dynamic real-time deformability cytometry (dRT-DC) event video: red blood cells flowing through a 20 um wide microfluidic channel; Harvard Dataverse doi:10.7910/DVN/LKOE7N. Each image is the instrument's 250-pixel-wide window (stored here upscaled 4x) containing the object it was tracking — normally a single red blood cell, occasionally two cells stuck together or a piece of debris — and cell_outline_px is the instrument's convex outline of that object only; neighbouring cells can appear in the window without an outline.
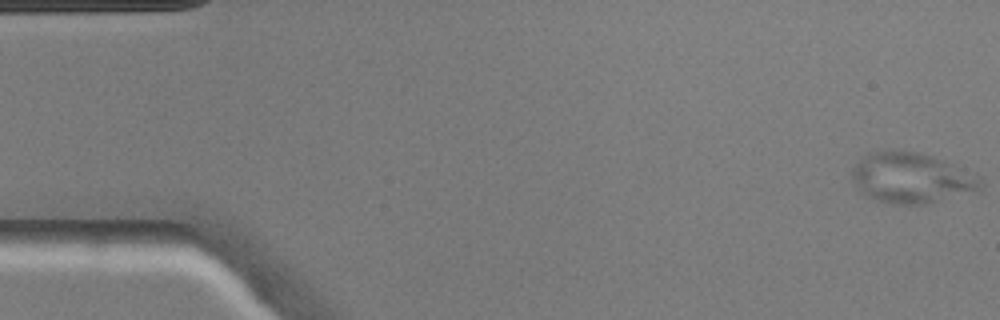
{"species": "common noctule bat (a hibernating species)", "species_latin": "Nyctalus noctula", "temperature_condition": "warm", "stored_images_in_passage": 49, "camera_frame_rate_fps": 3000, "um_per_image_px": 0.085, "animal": {"sex": "male", "body_mass_g": 20.5, "forearm_length_mm": 52.5}, "frame": {"image": 1, "passage_image": 1, "time_ms": 0.0, "image_size_px": [1000, 320], "cell_outline_px": [[984, 184], [980, 192], [924, 204], [892, 204], [868, 196], [860, 192], [856, 188], [852, 180], [852, 168], [868, 152], [920, 152], [932, 156], [976, 172], [980, 176]], "centroid_in_image_um": [77.57, 15.15], "position_along_channel_um": 7.4, "area_um2": 38.09}}
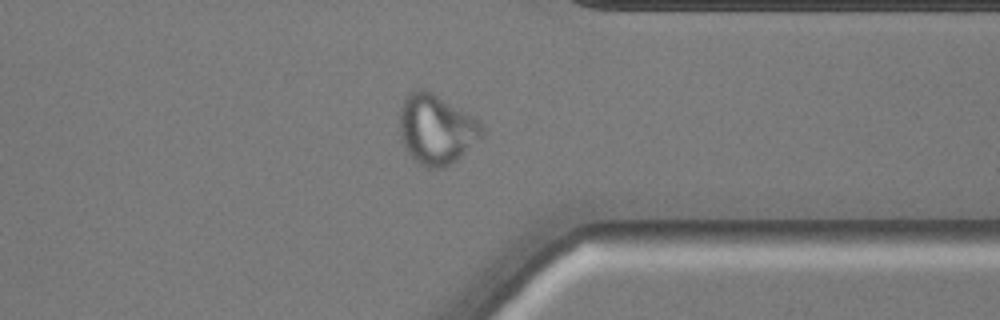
{"frame": {"image": 2, "passage_image": 38, "time_ms": 12.333, "image_size_px": [1000, 320], "cell_outline_px": [[484, 136], [452, 164], [444, 168], [428, 168], [420, 164], [404, 148], [400, 136], [400, 108], [404, 100], [416, 88], [424, 88], [432, 92], [480, 120], [484, 128]], "centroid_in_image_um": [37.12, 11.0], "position_along_channel_um": 374.3, "area_um2": 33.64}}
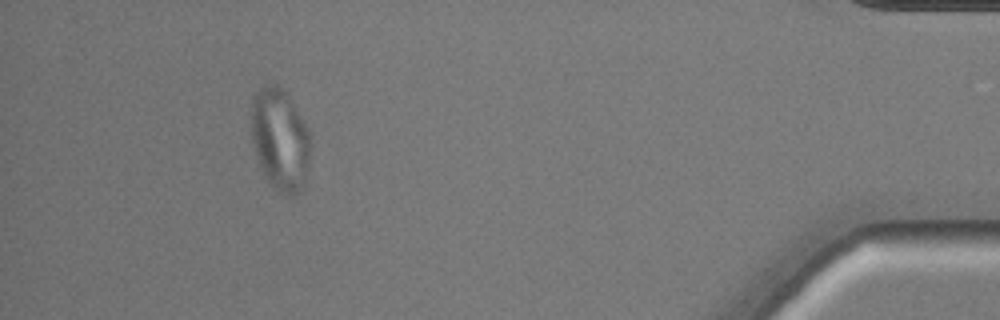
{"frame": {"image": 3, "passage_image": 45, "time_ms": 14.667, "image_size_px": [1000, 320], "cell_outline_px": [[312, 136], [308, 168], [304, 184], [300, 192], [292, 196], [288, 196], [280, 192], [264, 176], [256, 156], [252, 140], [252, 96], [264, 84], [276, 84], [288, 92], [308, 128]], "centroid_in_image_um": [23.83, 11.82], "position_along_channel_um": 411.4, "area_um2": 35.72}}